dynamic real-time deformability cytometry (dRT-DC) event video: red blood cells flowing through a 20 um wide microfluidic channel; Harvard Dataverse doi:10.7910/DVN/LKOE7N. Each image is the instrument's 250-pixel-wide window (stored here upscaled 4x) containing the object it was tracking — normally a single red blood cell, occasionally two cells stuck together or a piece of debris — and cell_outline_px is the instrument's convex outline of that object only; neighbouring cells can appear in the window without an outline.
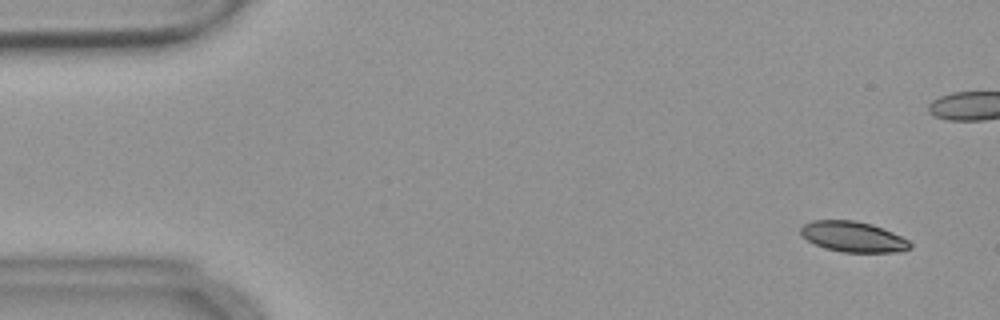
{"species": "common noctule bat (a hibernating species)", "species_latin": "Nyctalus noctula", "temperature_condition": "warm", "stored_images_in_passage": 8, "camera_frame_rate_fps": 3000, "um_per_image_px": 0.085, "animal": {"sex": "female", "body_mass_g": 18.4}, "frame": {"image": 1, "passage_image": 4, "time_ms": 1.0, "image_size_px": [1000, 320], "cell_outline_px": [[912, 248], [900, 252], [844, 252], [824, 248], [808, 240], [800, 232], [800, 228], [804, 224], [812, 220], [852, 220], [872, 224], [892, 232], [908, 240], [912, 244]], "centroid_in_image_um": [72.53, 20.12], "position_along_channel_um": 12.5, "area_um2": 19.36}}